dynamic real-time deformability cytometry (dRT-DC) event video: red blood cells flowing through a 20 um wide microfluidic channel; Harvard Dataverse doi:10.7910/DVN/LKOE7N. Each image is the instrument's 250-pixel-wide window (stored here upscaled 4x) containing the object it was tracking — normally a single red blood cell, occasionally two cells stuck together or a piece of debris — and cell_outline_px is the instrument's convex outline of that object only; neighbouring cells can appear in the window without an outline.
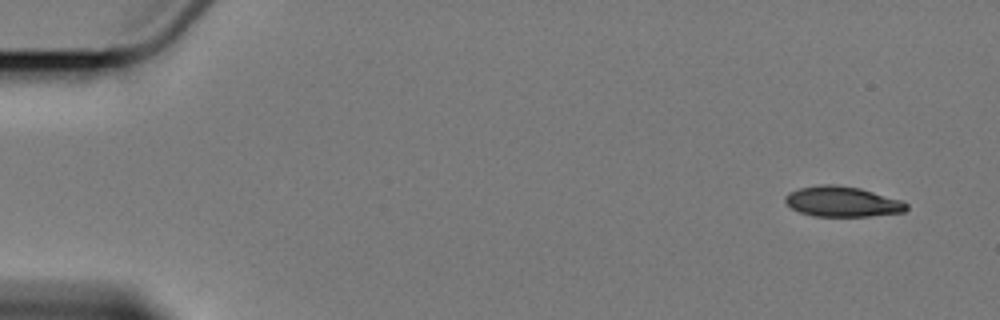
{"species": "Egyptian fruit bat (a non-hibernating species)", "species_latin": "Rousettus aegyptiacus", "temperature_condition": "cold", "stored_images_in_passage": 5, "camera_frame_rate_fps": 3000, "um_per_image_px": 0.085, "animal": {"sex": "female"}, "frame": {"image": 1, "passage_image": 1, "time_ms": 0.0, "image_size_px": [1000, 320], "cell_outline_px": [[908, 208], [904, 212], [868, 216], [812, 216], [800, 212], [792, 208], [784, 200], [784, 196], [788, 192], [800, 188], [824, 184], [836, 184], [860, 188], [904, 200], [908, 204]], "centroid_in_image_um": [71.62, 17.13], "position_along_channel_um": 13.4, "area_um2": 21.56}}